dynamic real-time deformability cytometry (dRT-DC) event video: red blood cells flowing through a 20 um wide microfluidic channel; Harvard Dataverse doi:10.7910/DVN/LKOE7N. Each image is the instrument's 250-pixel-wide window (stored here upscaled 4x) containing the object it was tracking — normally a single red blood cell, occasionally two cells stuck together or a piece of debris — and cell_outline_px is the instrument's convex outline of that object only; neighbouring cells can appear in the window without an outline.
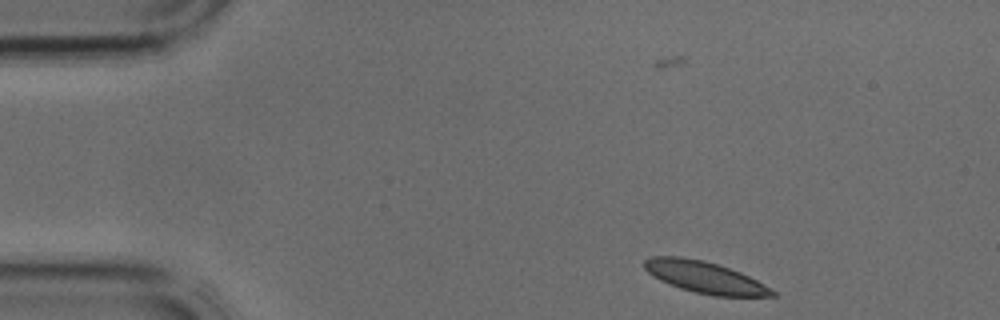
{"species": "common noctule bat (a hibernating species)", "species_latin": "Nyctalus noctula", "temperature_condition": "cold", "stored_images_in_passage": 4, "camera_frame_rate_fps": 3000, "um_per_image_px": 0.085, "animal": {"sex": "male", "body_mass_g": 17.9, "forearm_length_mm": 54.2}, "frame": {"image": 1, "passage_image": 1, "time_ms": 0.0, "image_size_px": [1000, 320], "cell_outline_px": [[776, 296], [712, 296], [680, 288], [660, 280], [652, 276], [644, 268], [644, 260], [652, 256], [680, 256], [704, 260], [740, 272], [764, 284], [776, 292]], "centroid_in_image_um": [59.88, 23.56], "position_along_channel_um": 25.1, "area_um2": 23.41}}
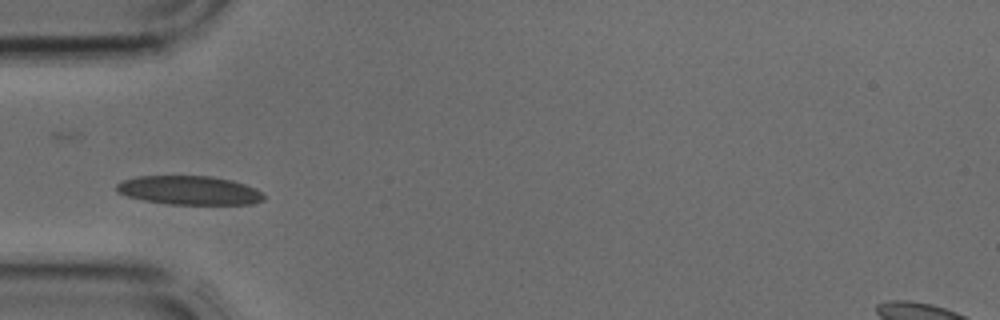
{"frame": {"image": 2, "passage_image": 3, "time_ms": 0.667, "image_size_px": [1000, 320], "cell_outline_px": [[264, 200], [252, 204], [168, 204], [144, 200], [128, 196], [116, 192], [116, 184], [124, 180], [136, 176], [208, 176], [232, 180], [256, 188], [264, 192]], "centroid_in_image_um": [16.11, 16.18], "position_along_channel_um": 68.9, "area_um2": 24.8}}